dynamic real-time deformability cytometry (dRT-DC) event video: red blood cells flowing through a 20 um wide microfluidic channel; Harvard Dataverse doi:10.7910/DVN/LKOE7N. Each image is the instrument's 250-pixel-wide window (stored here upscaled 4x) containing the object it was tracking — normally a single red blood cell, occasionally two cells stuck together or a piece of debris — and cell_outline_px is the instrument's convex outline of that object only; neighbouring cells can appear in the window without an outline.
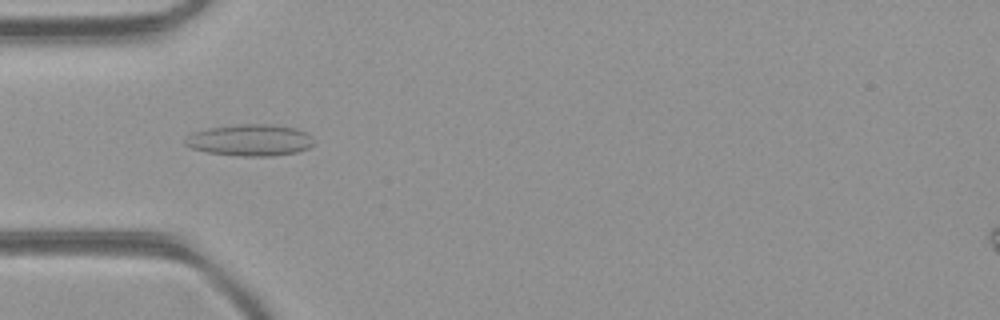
{"species": "common noctule bat (a hibernating species)", "species_latin": "Nyctalus noctula", "temperature_condition": "room temperature", "stored_images_in_passage": 2, "camera_frame_rate_fps": 3000, "um_per_image_px": 0.085, "animal": {"sex": "female", "body_mass_g": 21.9}, "frame": {"image": 1, "passage_image": 2, "time_ms": 0.333, "image_size_px": [1000, 320], "cell_outline_px": [[316, 144], [308, 148], [296, 152], [272, 156], [240, 156], [208, 152], [192, 148], [184, 144], [184, 140], [188, 136], [196, 132], [212, 128], [240, 124], [272, 124], [296, 128], [304, 132]], "centroid_in_image_um": [21.28, 11.92], "position_along_channel_um": 63.7, "area_um2": 23.35}}